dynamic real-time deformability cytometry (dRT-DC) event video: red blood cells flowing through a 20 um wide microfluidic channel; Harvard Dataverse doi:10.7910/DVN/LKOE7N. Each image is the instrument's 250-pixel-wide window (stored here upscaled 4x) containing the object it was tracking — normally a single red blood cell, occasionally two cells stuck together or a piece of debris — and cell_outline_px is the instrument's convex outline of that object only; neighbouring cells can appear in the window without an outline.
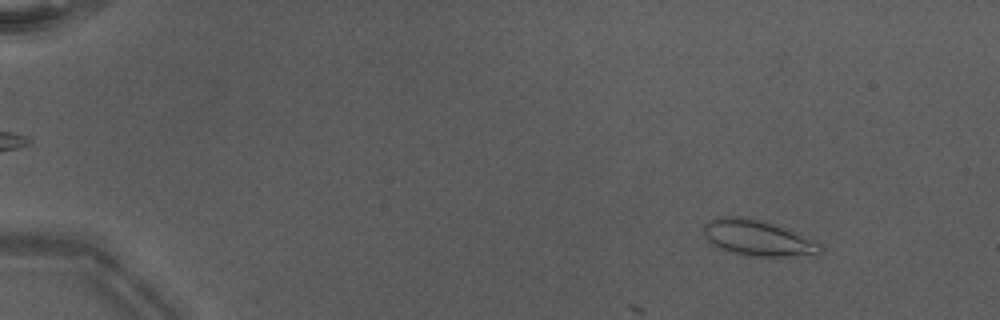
{"species": "Egyptian fruit bat (a non-hibernating species)", "species_latin": "Rousettus aegyptiacus", "temperature_condition": "warm", "stored_images_in_passage": 13, "camera_frame_rate_fps": 3000, "um_per_image_px": 0.085, "animal": {"sex": "male"}, "frame": {"image": 1, "passage_image": 6, "time_ms": 1.667, "image_size_px": [1000, 320], "cell_outline_px": [[824, 252], [820, 256], [784, 260], [752, 256], [720, 248], [712, 244], [704, 236], [704, 224], [708, 220], [720, 216], [740, 216], [756, 220], [792, 232], [820, 244]], "centroid_in_image_um": [64.49, 20.32], "position_along_channel_um": 20.5, "area_um2": 24.62}}